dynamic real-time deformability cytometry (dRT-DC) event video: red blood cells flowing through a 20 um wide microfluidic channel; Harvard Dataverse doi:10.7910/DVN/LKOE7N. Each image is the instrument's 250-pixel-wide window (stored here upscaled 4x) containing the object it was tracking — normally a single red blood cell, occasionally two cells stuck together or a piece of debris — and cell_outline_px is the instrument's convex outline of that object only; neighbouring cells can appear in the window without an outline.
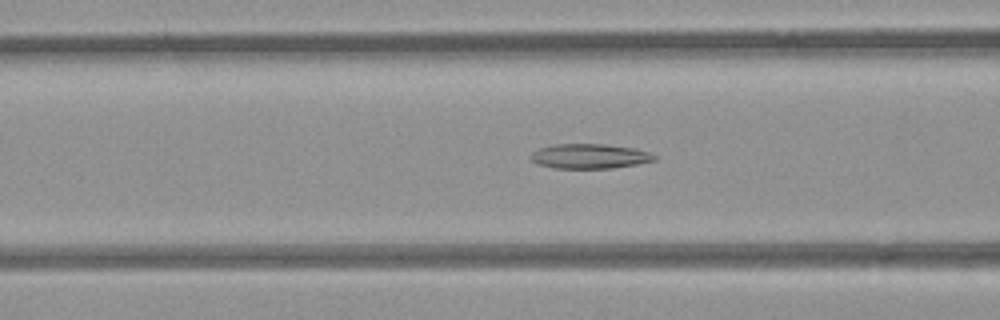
{"species": "common noctule bat (a hibernating species)", "species_latin": "Nyctalus noctula", "temperature_condition": "room temperature", "stored_images_in_passage": 53, "camera_frame_rate_fps": 3000, "um_per_image_px": 0.085, "animal": {"sex": "female", "body_mass_g": 21.9}, "frame": {"image": 1, "passage_image": 21, "time_ms": 6.667, "image_size_px": [1000, 320], "cell_outline_px": [[656, 160], [636, 164], [612, 168], [552, 168], [536, 164], [528, 156], [532, 152], [540, 148], [556, 144], [604, 144], [636, 148], [648, 152], [656, 156]], "centroid_in_image_um": [50.09, 13.28], "position_along_channel_um": 116.5, "area_um2": 17.86}}
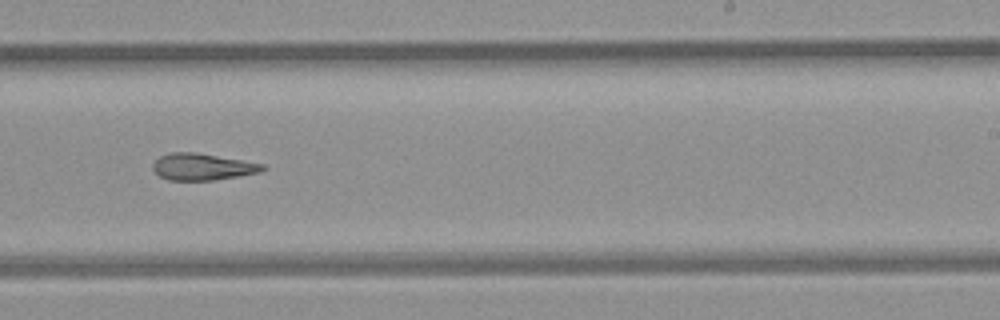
{"frame": {"image": 2, "passage_image": 33, "time_ms": 10.667, "image_size_px": [1000, 320], "cell_outline_px": [[268, 168], [260, 172], [212, 180], [168, 180], [160, 176], [152, 168], [152, 164], [160, 156], [168, 152], [196, 152], [244, 160], [264, 164]], "centroid_in_image_um": [17.21, 14.16], "position_along_channel_um": 271.8, "area_um2": 17.11}}
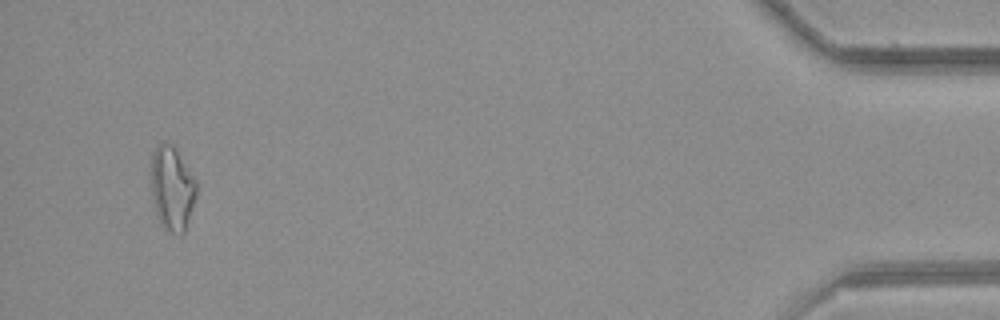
{"frame": {"image": 3, "passage_image": 51, "time_ms": 16.667, "image_size_px": [1000, 320], "cell_outline_px": [[196, 196], [184, 232], [180, 236], [168, 232], [160, 224], [152, 200], [152, 152], [156, 144], [164, 140], [172, 144], [196, 180]], "centroid_in_image_um": [14.61, 16.01], "position_along_channel_um": 420.6, "area_um2": 22.25}}